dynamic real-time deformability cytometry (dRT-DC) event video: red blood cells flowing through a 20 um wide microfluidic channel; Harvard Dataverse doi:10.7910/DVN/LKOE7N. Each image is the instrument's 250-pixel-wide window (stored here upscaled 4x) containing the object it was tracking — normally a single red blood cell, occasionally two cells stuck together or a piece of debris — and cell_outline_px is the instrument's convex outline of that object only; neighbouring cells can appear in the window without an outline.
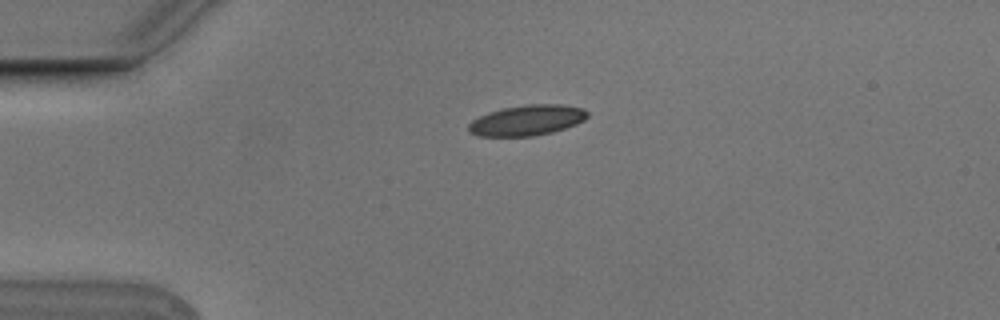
{"species": "Egyptian fruit bat (a non-hibernating species)", "species_latin": "Rousettus aegyptiacus", "temperature_condition": "cold", "stored_images_in_passage": 3, "camera_frame_rate_fps": 3000, "um_per_image_px": 0.085, "animal": {"sex": "male"}, "frame": {"image": 1, "passage_image": 1, "time_ms": 0.0, "image_size_px": [1000, 320], "cell_outline_px": [[588, 116], [584, 120], [576, 124], [552, 132], [532, 136], [476, 136], [468, 132], [468, 124], [472, 120], [488, 112], [504, 108], [528, 104], [560, 104], [584, 108], [588, 112]], "centroid_in_image_um": [44.78, 10.22], "position_along_channel_um": 40.2, "area_um2": 21.15}}